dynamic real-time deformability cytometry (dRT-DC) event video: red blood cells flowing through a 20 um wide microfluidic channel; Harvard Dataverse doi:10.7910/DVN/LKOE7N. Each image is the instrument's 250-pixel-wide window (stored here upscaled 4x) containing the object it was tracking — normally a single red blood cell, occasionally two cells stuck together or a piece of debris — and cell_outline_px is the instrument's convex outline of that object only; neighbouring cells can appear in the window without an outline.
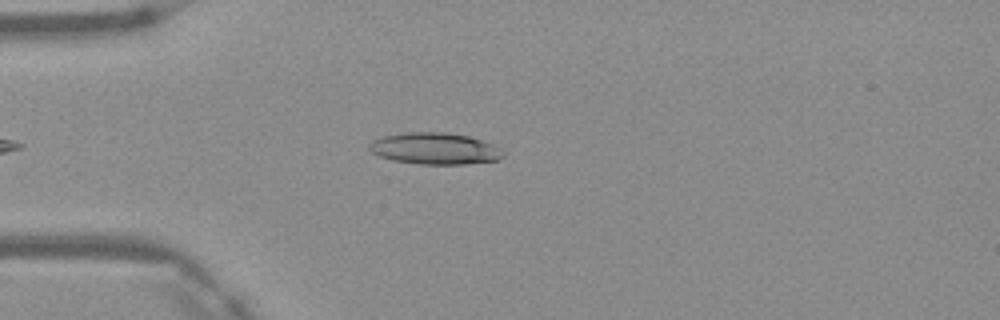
{"species": "Egyptian fruit bat (a non-hibernating species)", "species_latin": "Rousettus aegyptiacus", "temperature_condition": "warm", "stored_images_in_passage": 5, "camera_frame_rate_fps": 3000, "um_per_image_px": 0.085, "frame": {"image": 1, "passage_image": 4, "time_ms": 1.0, "image_size_px": [1000, 320], "cell_outline_px": [[504, 156], [500, 160], [464, 164], [416, 164], [392, 160], [380, 156], [372, 152], [368, 148], [368, 144], [372, 140], [380, 136], [408, 132], [444, 132], [468, 136], [480, 140], [500, 148], [504, 152]], "centroid_in_image_um": [36.93, 12.63], "position_along_channel_um": 48.1, "area_um2": 24.74}}